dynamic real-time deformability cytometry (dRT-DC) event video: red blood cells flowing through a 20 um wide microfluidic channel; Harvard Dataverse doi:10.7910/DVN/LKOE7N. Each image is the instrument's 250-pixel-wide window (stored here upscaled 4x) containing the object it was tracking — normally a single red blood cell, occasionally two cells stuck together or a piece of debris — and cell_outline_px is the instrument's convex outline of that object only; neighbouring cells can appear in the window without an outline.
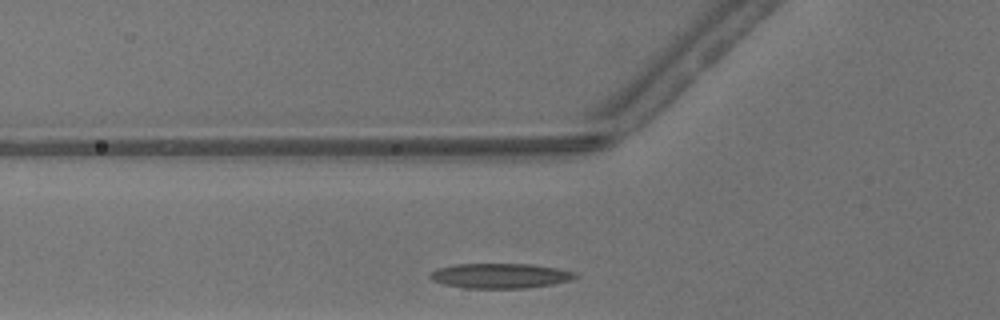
{"species": "common noctule bat (a hibernating species)", "species_latin": "Nyctalus noctula", "temperature_condition": "warm", "stored_images_in_passage": 15, "camera_frame_rate_fps": 3000, "um_per_image_px": 0.085, "animal": {"sex": "male", "body_mass_g": 13.3}, "frame": {"image": 1, "passage_image": 2, "time_ms": 0.333, "image_size_px": [1000, 320], "cell_outline_px": [[580, 276], [572, 280], [552, 284], [524, 288], [464, 288], [444, 284], [432, 280], [428, 276], [436, 268], [456, 264], [532, 264], [556, 268], [576, 272]], "centroid_in_image_um": [42.53, 23.44], "position_along_channel_um": 83.3, "area_um2": 21.15}}
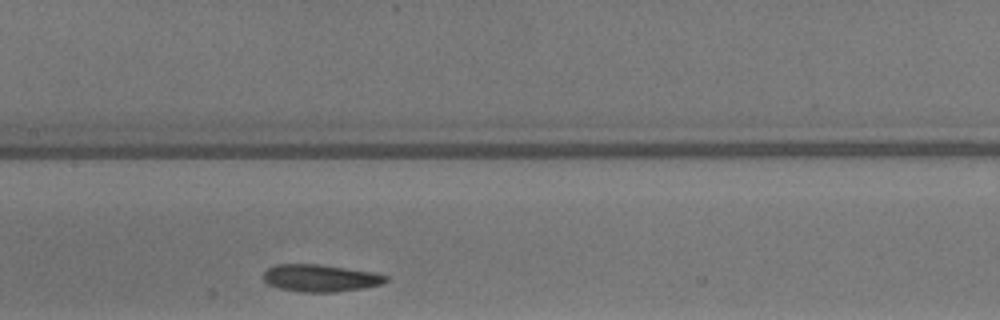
{"frame": {"image": 2, "passage_image": 9, "time_ms": 2.667, "image_size_px": [1000, 320], "cell_outline_px": [[388, 280], [384, 284], [364, 288], [332, 292], [300, 292], [276, 288], [268, 284], [264, 280], [264, 272], [268, 268], [276, 264], [320, 264], [376, 272], [388, 276]], "centroid_in_image_um": [27.26, 23.63], "position_along_channel_um": 180.1, "area_um2": 19.71}}
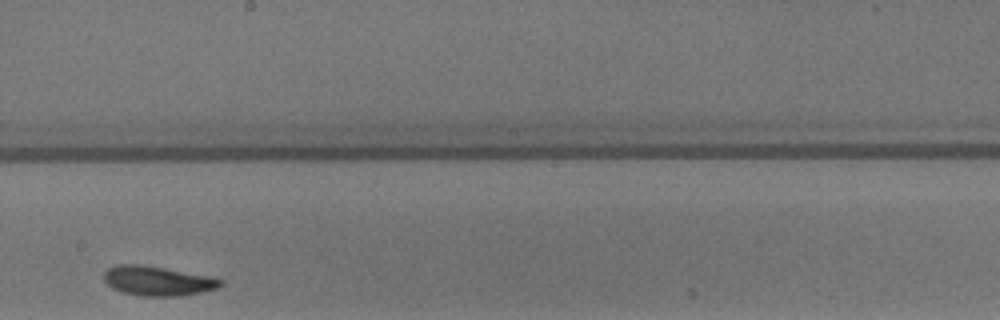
{"frame": {"image": 3, "passage_image": 13, "time_ms": 4.0, "image_size_px": [1000, 320], "cell_outline_px": [[224, 284], [216, 288], [204, 292], [180, 296], [136, 296], [112, 288], [104, 280], [104, 272], [108, 268], [116, 264], [140, 264], [164, 268], [208, 276], [224, 280]], "centroid_in_image_um": [13.39, 23.88], "position_along_channel_um": 234.8, "area_um2": 20.11}}